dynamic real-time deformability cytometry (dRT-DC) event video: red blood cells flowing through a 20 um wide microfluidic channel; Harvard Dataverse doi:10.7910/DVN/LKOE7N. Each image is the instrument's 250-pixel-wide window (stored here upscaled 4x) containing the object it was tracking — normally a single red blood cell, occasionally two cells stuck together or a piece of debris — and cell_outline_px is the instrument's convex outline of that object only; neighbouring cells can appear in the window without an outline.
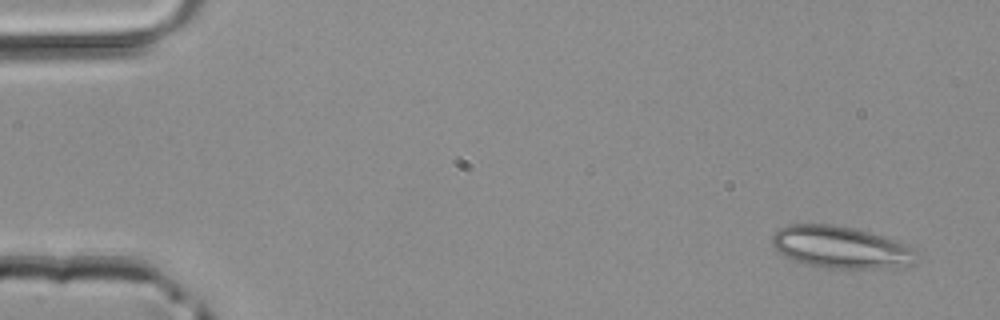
{"species": "common noctule bat (a hibernating species)", "species_latin": "Nyctalus noctula", "temperature_condition": "room temperature", "stored_images_in_passage": 4, "camera_frame_rate_fps": 3000, "um_per_image_px": 0.085, "animal": {"sex": "male", "body_mass_g": 20.4}, "frame": {"image": 1, "passage_image": 1, "time_ms": 0.0, "image_size_px": [1000, 320], "cell_outline_px": [[916, 252], [912, 264], [872, 268], [824, 268], [804, 264], [792, 260], [776, 252], [772, 244], [772, 236], [780, 228], [788, 224], [832, 224], [852, 228], [884, 236], [908, 244]], "centroid_in_image_um": [71.39, 21.01], "position_along_channel_um": 13.6, "area_um2": 35.26}}